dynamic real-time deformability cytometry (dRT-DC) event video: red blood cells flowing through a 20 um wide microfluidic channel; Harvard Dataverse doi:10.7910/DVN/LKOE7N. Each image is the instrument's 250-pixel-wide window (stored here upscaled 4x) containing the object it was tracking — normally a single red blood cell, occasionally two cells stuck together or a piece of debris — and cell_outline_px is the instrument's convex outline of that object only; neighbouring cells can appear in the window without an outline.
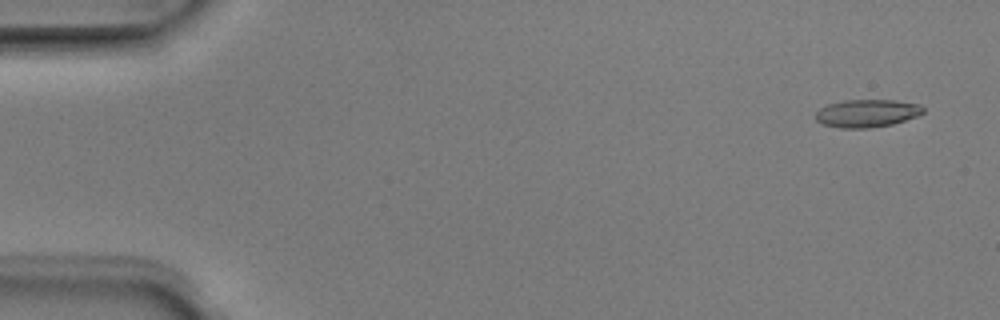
{"species": "Egyptian fruit bat (a non-hibernating species)", "species_latin": "Rousettus aegyptiacus", "temperature_condition": "room temperature", "stored_images_in_passage": 5, "camera_frame_rate_fps": 3000, "um_per_image_px": 0.085, "animal": {"sex": "male"}, "frame": {"image": 1, "passage_image": 1, "time_ms": 0.0, "image_size_px": [1000, 320], "cell_outline_px": [[924, 112], [920, 116], [892, 124], [868, 128], [840, 128], [824, 124], [816, 120], [816, 112], [820, 108], [828, 104], [844, 100], [896, 100], [920, 104], [924, 108]], "centroid_in_image_um": [73.73, 9.62], "position_along_channel_um": 11.3, "area_um2": 17.51}}
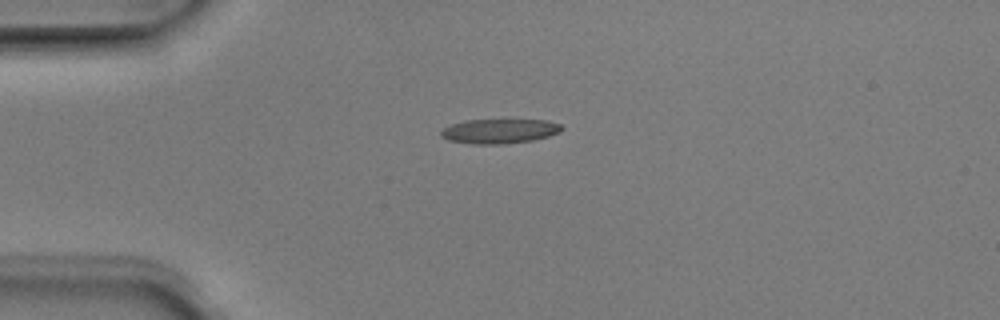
{"frame": {"image": 2, "passage_image": 4, "time_ms": 1.0, "image_size_px": [1000, 320], "cell_outline_px": [[564, 128], [560, 132], [548, 136], [532, 140], [500, 144], [472, 144], [448, 140], [440, 136], [440, 132], [444, 128], [452, 124], [464, 120], [548, 120], [560, 124]], "centroid_in_image_um": [42.45, 11.14], "position_along_channel_um": 42.6, "area_um2": 17.22}}